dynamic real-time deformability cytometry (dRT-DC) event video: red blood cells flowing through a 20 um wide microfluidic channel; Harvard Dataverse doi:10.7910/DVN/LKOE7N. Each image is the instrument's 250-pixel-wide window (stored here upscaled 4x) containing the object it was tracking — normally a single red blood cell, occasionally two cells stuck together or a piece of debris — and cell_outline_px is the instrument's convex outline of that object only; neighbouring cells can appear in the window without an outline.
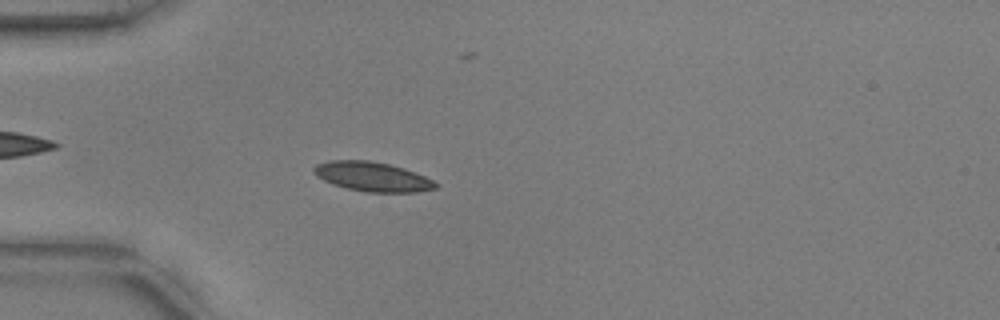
{"species": "common noctule bat (a hibernating species)", "species_latin": "Nyctalus noctula", "temperature_condition": "warm", "stored_images_in_passage": 50, "camera_frame_rate_fps": 3000, "um_per_image_px": 0.085, "animal": {"sex": "male", "body_mass_g": 17.9, "forearm_length_mm": 54.2}, "frame": {"image": 1, "passage_image": 12, "time_ms": 3.667, "image_size_px": [1000, 320], "cell_outline_px": [[440, 184], [436, 188], [416, 192], [364, 192], [332, 184], [316, 176], [312, 172], [312, 168], [316, 164], [328, 160], [368, 160], [388, 164], [404, 168], [424, 176]], "centroid_in_image_um": [31.62, 15.01], "position_along_channel_um": 53.4, "area_um2": 20.92}}
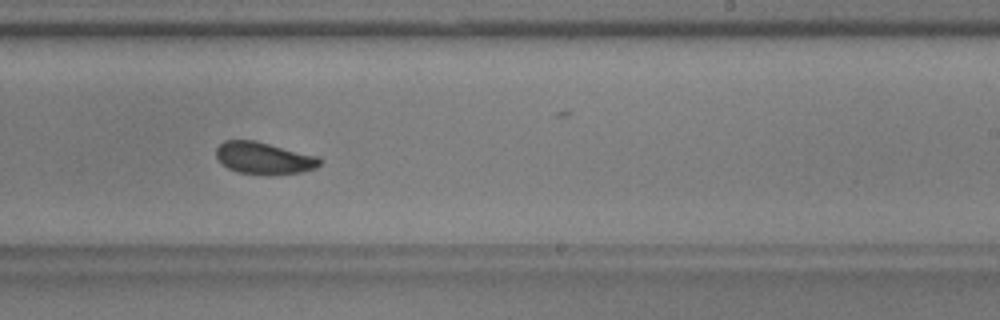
{"frame": {"image": 2, "passage_image": 30, "time_ms": 9.667, "image_size_px": [1000, 320], "cell_outline_px": [[324, 160], [316, 168], [300, 172], [268, 176], [236, 172], [228, 168], [216, 156], [216, 148], [224, 140], [256, 140], [320, 156]], "centroid_in_image_um": [22.48, 13.44], "position_along_channel_um": 266.5, "area_um2": 19.77}}
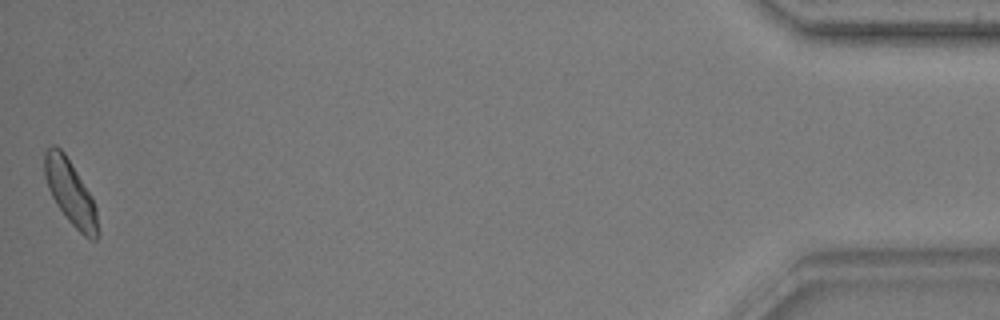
{"frame": {"image": 3, "passage_image": 50, "time_ms": 16.333, "image_size_px": [1000, 320], "cell_outline_px": [[100, 236], [96, 240], [92, 240], [84, 236], [68, 220], [56, 204], [48, 188], [44, 176], [44, 152], [52, 144], [56, 144], [64, 152], [92, 196], [96, 208], [100, 232]], "centroid_in_image_um": [6.0, 16.38], "position_along_channel_um": 429.2, "area_um2": 20.23}, "authors_computed_cell_mechanics": {"area_um2": 19.7676, "velocity_mm_per_s": 3.7368, "shape_relaxation_time_tau1_ms": 5.0702, "shape_relaxation_time_tau2_ms": 1.6015, "deformation_change_tau1": 0.1235, "deformation_change_tau2": 0.0435}}